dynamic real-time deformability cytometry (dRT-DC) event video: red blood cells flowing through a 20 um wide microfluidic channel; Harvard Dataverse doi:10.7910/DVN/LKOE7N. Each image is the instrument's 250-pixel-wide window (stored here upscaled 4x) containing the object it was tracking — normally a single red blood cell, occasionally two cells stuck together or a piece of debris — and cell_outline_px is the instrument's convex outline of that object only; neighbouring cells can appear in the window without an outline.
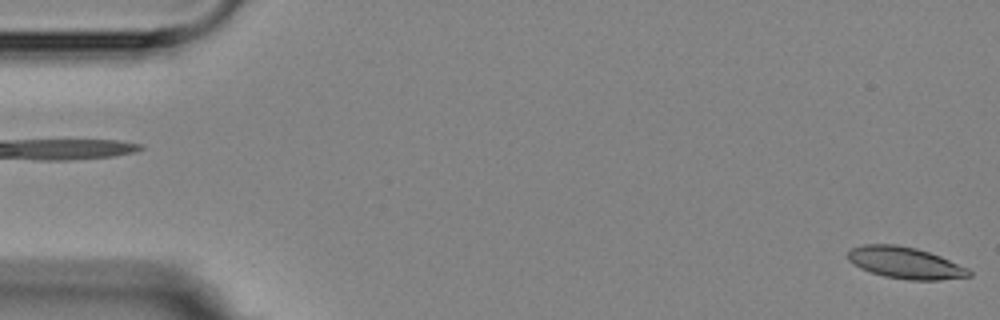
{"species": "Egyptian fruit bat (a non-hibernating species)", "species_latin": "Rousettus aegyptiacus", "temperature_condition": "room temperature", "stored_images_in_passage": 6, "camera_frame_rate_fps": 3000, "um_per_image_px": 0.085, "animal": {"sex": "female"}, "frame": {"image": 1, "passage_image": 6, "time_ms": 5.667, "image_size_px": [1000, 320], "cell_outline_px": [[972, 276], [940, 280], [908, 280], [884, 276], [860, 268], [848, 260], [848, 252], [852, 248], [864, 244], [896, 244], [916, 248], [940, 256], [968, 268], [972, 272]], "centroid_in_image_um": [76.96, 22.34], "position_along_channel_um": 8.0, "area_um2": 22.25}}